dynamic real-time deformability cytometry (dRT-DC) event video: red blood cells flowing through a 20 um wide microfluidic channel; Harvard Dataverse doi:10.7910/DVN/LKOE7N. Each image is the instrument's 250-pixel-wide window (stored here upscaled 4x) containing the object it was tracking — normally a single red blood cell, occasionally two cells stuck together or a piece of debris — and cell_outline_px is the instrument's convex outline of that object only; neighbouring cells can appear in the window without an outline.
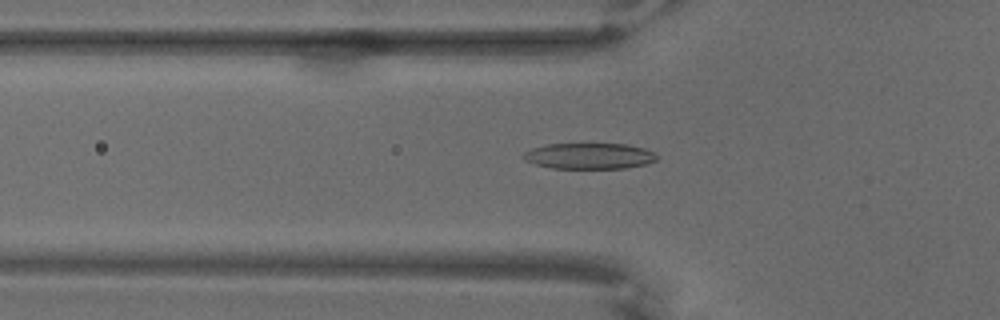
{"species": "common noctule bat (a hibernating species)", "species_latin": "Nyctalus noctula", "temperature_condition": "warm", "stored_images_in_passage": 46, "camera_frame_rate_fps": 3000, "um_per_image_px": 0.085, "animal": {"sex": "male", "body_mass_g": 18.8}, "frame": {"image": 1, "passage_image": 12, "time_ms": 3.667, "image_size_px": [1000, 320], "cell_outline_px": [[660, 156], [656, 160], [644, 164], [624, 168], [552, 168], [536, 164], [524, 160], [520, 156], [524, 152], [532, 148], [548, 144], [628, 144], [644, 148], [656, 152]], "centroid_in_image_um": [50.1, 13.25], "position_along_channel_um": 75.7, "area_um2": 20.23}}
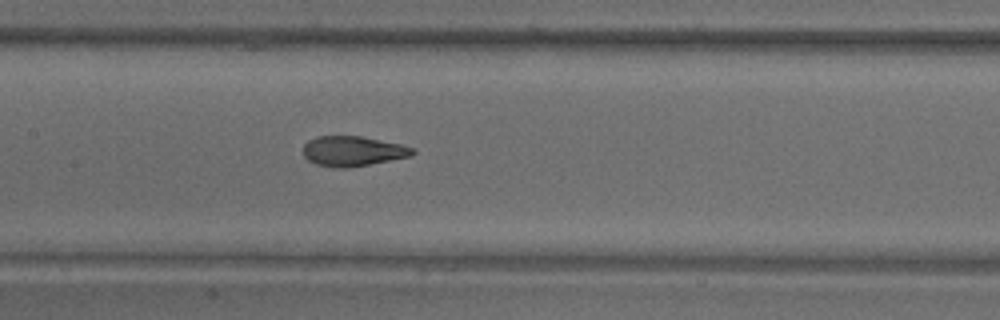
{"frame": {"image": 2, "passage_image": 22, "time_ms": 7.0, "image_size_px": [1000, 320], "cell_outline_px": [[416, 152], [412, 156], [348, 168], [336, 168], [316, 164], [308, 160], [304, 156], [304, 144], [308, 140], [316, 136], [360, 136], [400, 144], [412, 148]], "centroid_in_image_um": [29.97, 12.85], "position_along_channel_um": 177.4, "area_um2": 19.07}}
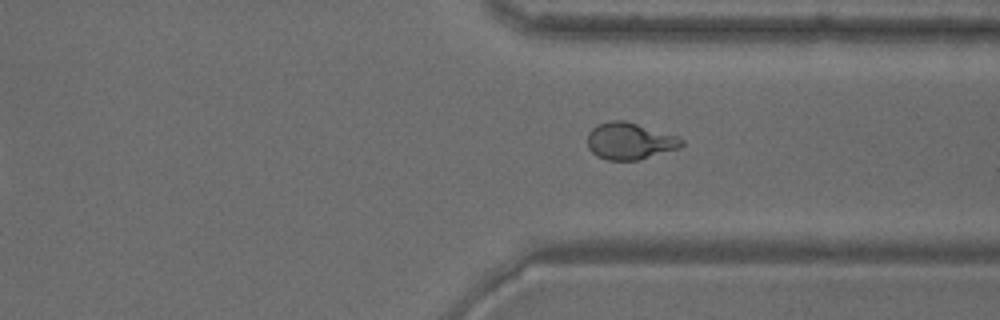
{"frame": {"image": 3, "passage_image": 40, "time_ms": 13.0, "image_size_px": [1000, 320], "cell_outline_px": [[684, 144], [680, 148], [640, 160], [608, 160], [596, 156], [588, 148], [588, 132], [596, 124], [612, 120], [624, 120], [680, 136], [684, 140]], "centroid_in_image_um": [53.55, 11.99], "position_along_channel_um": 357.8, "area_um2": 20.52}}